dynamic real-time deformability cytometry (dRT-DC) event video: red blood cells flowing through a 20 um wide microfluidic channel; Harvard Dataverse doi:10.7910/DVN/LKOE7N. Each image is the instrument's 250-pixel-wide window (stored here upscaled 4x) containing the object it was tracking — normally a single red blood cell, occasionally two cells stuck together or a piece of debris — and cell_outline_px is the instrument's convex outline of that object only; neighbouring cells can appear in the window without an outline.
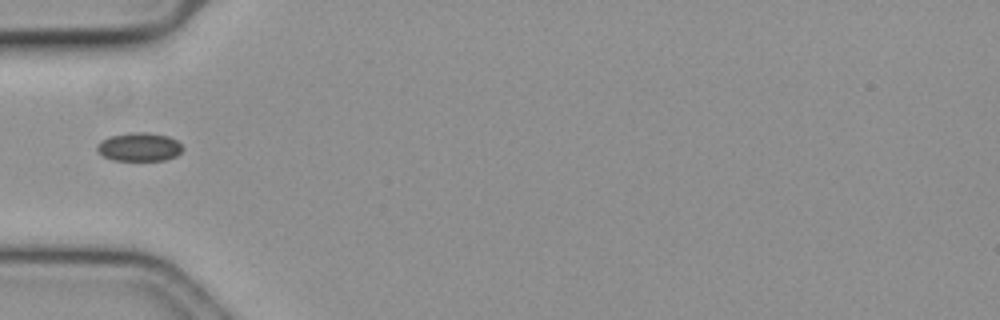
{"species": "common noctule bat (a hibernating species)", "species_latin": "Nyctalus noctula", "temperature_condition": "cold", "stored_images_in_passage": 5, "camera_frame_rate_fps": 3000, "um_per_image_px": 0.085, "animal": {"sex": "female", "body_mass_g": 19.3, "forearm_length_mm": 54.1}, "frame": {"image": 1, "passage_image": 1, "time_ms": 0.0, "image_size_px": [1000, 320], "cell_outline_px": [[184, 148], [176, 156], [164, 160], [112, 160], [104, 156], [96, 148], [100, 140], [112, 136], [132, 132], [148, 132], [168, 136], [176, 140]], "centroid_in_image_um": [11.85, 12.48], "position_along_channel_um": 73.2, "area_um2": 14.1}}